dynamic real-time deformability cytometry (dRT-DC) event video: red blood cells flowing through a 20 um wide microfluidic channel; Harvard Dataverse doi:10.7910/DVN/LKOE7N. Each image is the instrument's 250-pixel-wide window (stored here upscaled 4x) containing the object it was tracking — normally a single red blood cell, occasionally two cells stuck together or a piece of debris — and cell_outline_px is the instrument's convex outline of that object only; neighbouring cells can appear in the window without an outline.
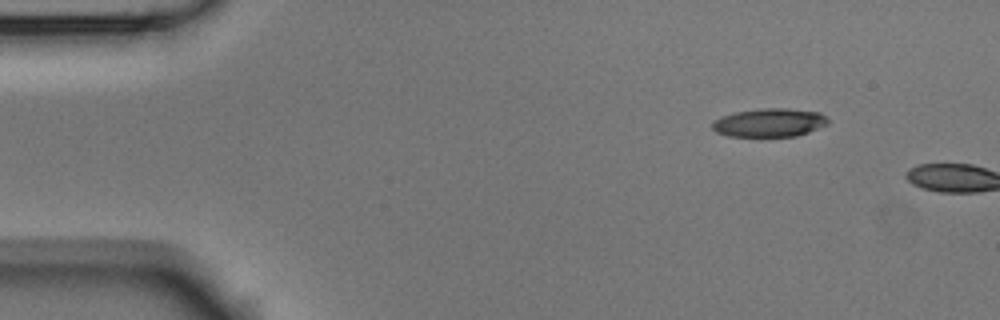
{"species": "Egyptian fruit bat (a non-hibernating species)", "species_latin": "Rousettus aegyptiacus", "temperature_condition": "room temperature", "stored_images_in_passage": 2, "camera_frame_rate_fps": 3000, "um_per_image_px": 0.085, "animal": {"sex": "male"}, "frame": {"image": 1, "passage_image": 1, "time_ms": 0.0, "image_size_px": [1000, 320], "cell_outline_px": [[828, 124], [808, 132], [796, 136], [728, 136], [716, 132], [712, 128], [712, 120], [720, 116], [736, 112], [764, 108], [788, 108], [820, 112], [828, 116]], "centroid_in_image_um": [65.4, 10.41], "position_along_channel_um": 19.6, "area_um2": 19.31}}